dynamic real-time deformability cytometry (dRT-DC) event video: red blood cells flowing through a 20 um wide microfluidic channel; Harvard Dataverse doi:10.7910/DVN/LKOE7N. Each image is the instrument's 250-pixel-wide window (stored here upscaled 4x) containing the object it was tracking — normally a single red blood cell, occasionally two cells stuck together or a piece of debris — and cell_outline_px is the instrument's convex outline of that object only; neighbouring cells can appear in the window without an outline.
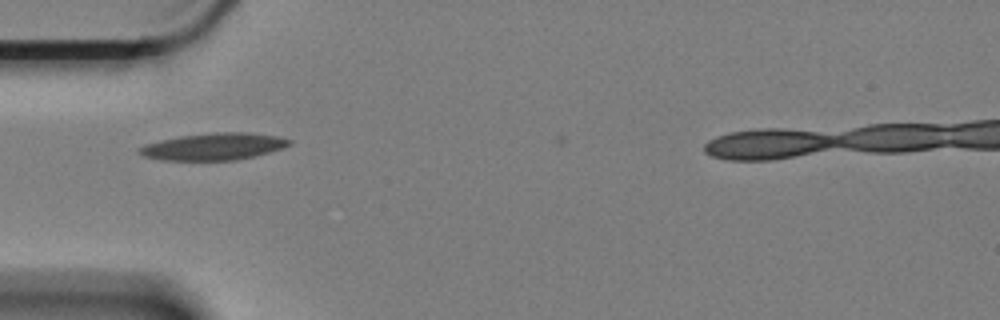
{"species": "Egyptian fruit bat (a non-hibernating species)", "species_latin": "Rousettus aegyptiacus", "temperature_condition": "cold", "stored_images_in_passage": 3, "camera_frame_rate_fps": 3000, "um_per_image_px": 0.085, "animal": {"sex": "female"}, "frame": {"image": 1, "passage_image": 1, "time_ms": 0.0, "image_size_px": [1000, 320], "cell_outline_px": [[292, 144], [284, 148], [256, 156], [236, 160], [160, 160], [144, 156], [136, 152], [136, 148], [144, 144], [160, 140], [180, 136], [216, 132], [248, 132], [280, 136], [292, 140]], "centroid_in_image_um": [18.17, 12.45], "position_along_channel_um": 66.8, "area_um2": 23.93}}